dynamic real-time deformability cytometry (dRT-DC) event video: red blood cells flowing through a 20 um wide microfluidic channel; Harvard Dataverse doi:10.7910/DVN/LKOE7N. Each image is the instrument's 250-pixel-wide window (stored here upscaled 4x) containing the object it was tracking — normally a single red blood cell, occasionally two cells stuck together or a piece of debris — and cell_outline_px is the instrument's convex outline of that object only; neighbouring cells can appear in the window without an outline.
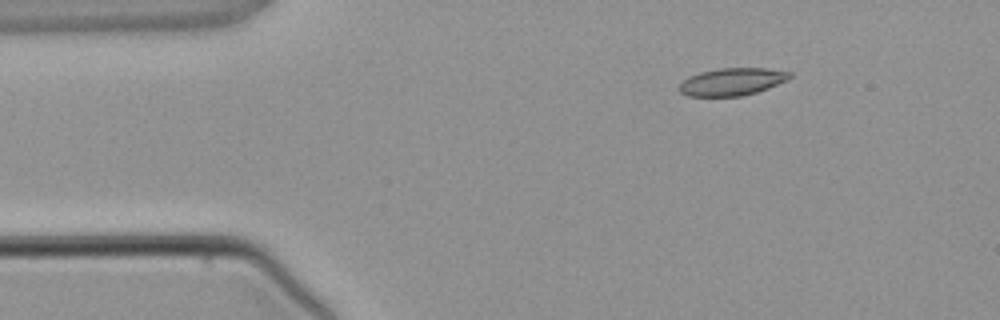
{"species": "common noctule bat (a hibernating species)", "species_latin": "Nyctalus noctula", "temperature_condition": "warm", "stored_images_in_passage": 3, "camera_frame_rate_fps": 3000, "um_per_image_px": 0.085, "animal": {"sex": "male", "body_mass_g": 21.5, "forearm_length_mm": 52.0}, "frame": {"image": 1, "passage_image": 1, "time_ms": 0.0, "image_size_px": [1000, 320], "cell_outline_px": [[792, 76], [788, 80], [768, 88], [756, 92], [740, 96], [688, 96], [680, 92], [676, 88], [688, 76], [700, 72], [720, 68], [768, 68], [792, 72]], "centroid_in_image_um": [62.22, 6.94], "position_along_channel_um": 22.8, "area_um2": 17.8}}
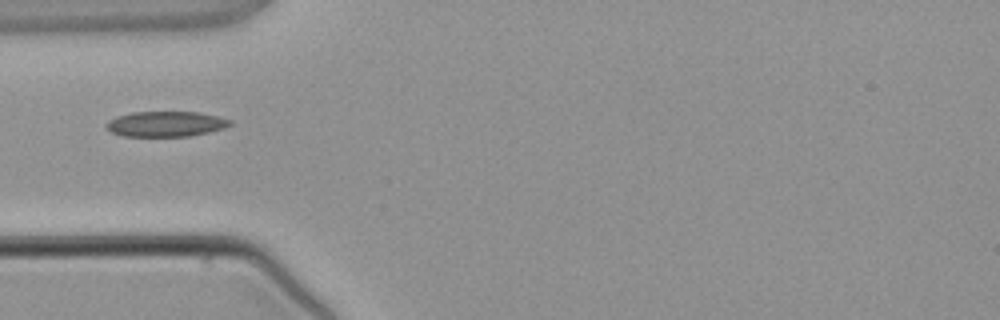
{"frame": {"image": 2, "passage_image": 3, "time_ms": 2.333, "image_size_px": [1000, 320], "cell_outline_px": [[232, 124], [224, 128], [192, 136], [124, 136], [112, 132], [104, 128], [104, 124], [108, 120], [116, 116], [132, 112], [200, 112], [232, 120]], "centroid_in_image_um": [14.06, 10.53], "position_along_channel_um": 70.9, "area_um2": 18.38}}